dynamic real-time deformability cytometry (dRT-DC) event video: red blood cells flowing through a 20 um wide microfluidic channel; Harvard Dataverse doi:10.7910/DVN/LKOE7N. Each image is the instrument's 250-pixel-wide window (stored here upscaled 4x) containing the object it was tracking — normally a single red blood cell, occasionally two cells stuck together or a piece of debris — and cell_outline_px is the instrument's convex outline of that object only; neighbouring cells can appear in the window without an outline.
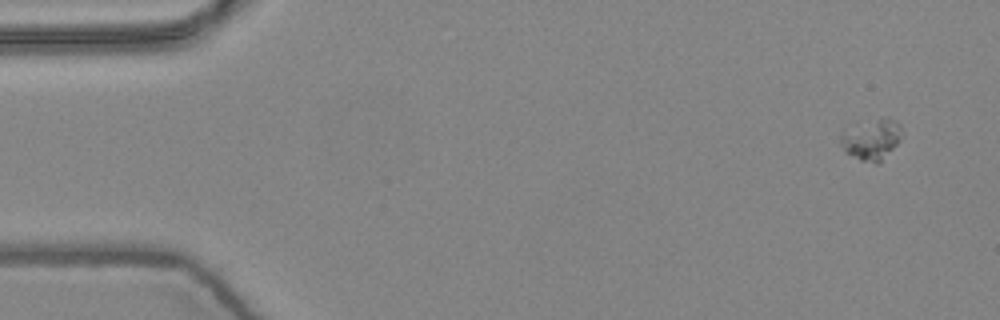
{"species": "common noctule bat (a hibernating species)", "species_latin": "Nyctalus noctula", "temperature_condition": "warm", "stored_images_in_passage": 7, "camera_frame_rate_fps": 3000, "um_per_image_px": 0.085, "animal": {"sex": "female", "body_mass_g": 24.6, "forearm_length_mm": 56.2}, "frame": {"image": 1, "passage_image": 1, "time_ms": 0.0, "image_size_px": [1000, 320], "cell_outline_px": [[904, 132], [900, 140], [880, 164], [876, 164], [860, 160], [844, 152], [840, 144], [840, 136], [880, 116], [888, 116], [900, 124]], "centroid_in_image_um": [74.17, 11.88], "position_along_channel_um": 10.8, "area_um2": 14.45}}
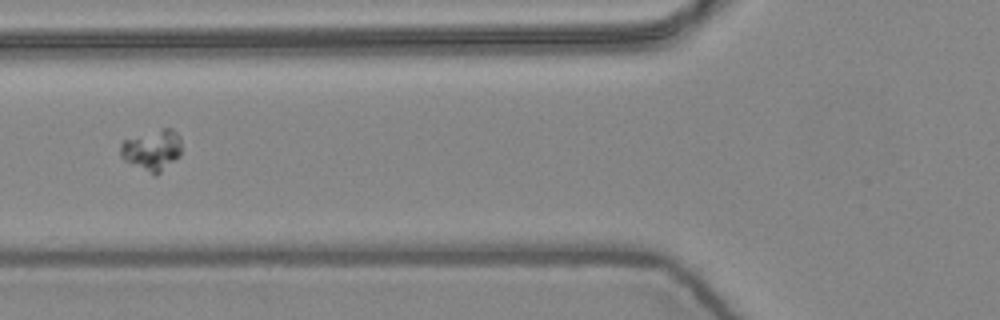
{"frame": {"image": 2, "passage_image": 6, "time_ms": 1.667, "image_size_px": [1000, 320], "cell_outline_px": [[180, 156], [156, 176], [152, 176], [124, 160], [120, 156], [120, 144], [124, 140], [164, 128], [172, 128], [180, 136]], "centroid_in_image_um": [12.93, 12.79], "position_along_channel_um": 112.9, "area_um2": 14.57}}
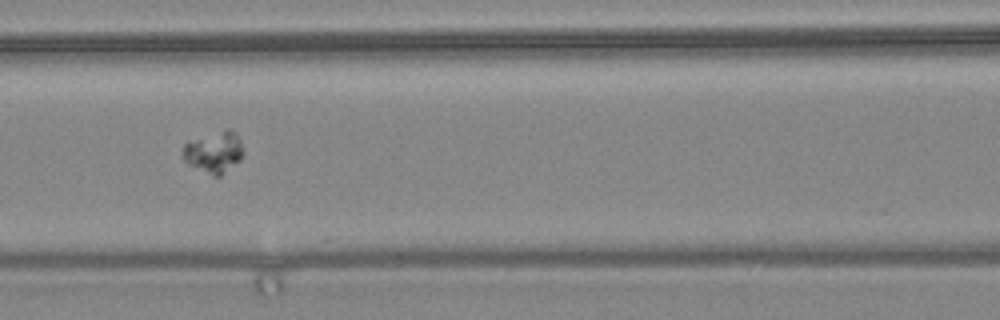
{"frame": {"image": 3, "passage_image": 7, "time_ms": 2.0, "image_size_px": [1000, 320], "cell_outline_px": [[244, 156], [240, 160], [220, 176], [212, 176], [188, 164], [184, 160], [184, 144], [188, 140], [228, 128], [240, 140], [244, 152]], "centroid_in_image_um": [18.19, 12.93], "position_along_channel_um": 148.4, "area_um2": 14.51}}